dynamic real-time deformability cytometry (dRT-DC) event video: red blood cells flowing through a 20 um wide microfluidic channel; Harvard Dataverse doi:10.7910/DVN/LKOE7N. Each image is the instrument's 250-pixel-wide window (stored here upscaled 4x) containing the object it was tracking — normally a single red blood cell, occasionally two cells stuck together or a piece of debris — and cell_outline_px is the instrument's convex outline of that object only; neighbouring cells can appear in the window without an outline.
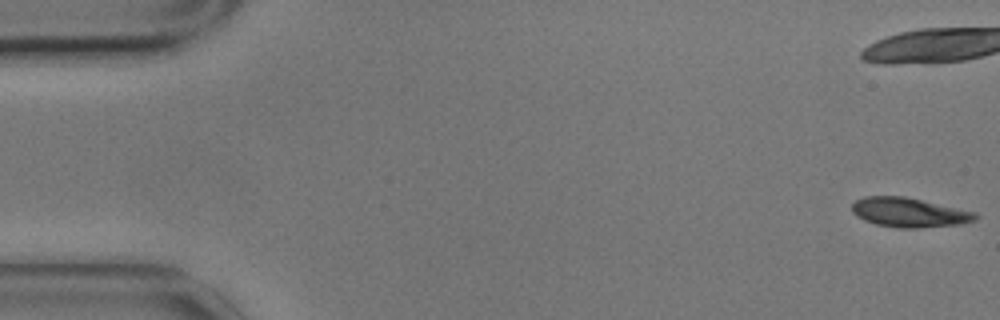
{"species": "common noctule bat (a hibernating species)", "species_latin": "Nyctalus noctula", "temperature_condition": "cold", "stored_images_in_passage": 21, "camera_frame_rate_fps": 3000, "um_per_image_px": 0.085, "animal": {"sex": "male", "body_mass_g": 17.9}, "frame": {"image": 1, "passage_image": 1, "time_ms": 0.0, "image_size_px": [1000, 320], "cell_outline_px": [[980, 216], [976, 220], [960, 224], [920, 228], [896, 228], [876, 224], [864, 220], [856, 216], [852, 212], [852, 204], [856, 200], [864, 196], [904, 196], [976, 212]], "centroid_in_image_um": [77.28, 18.06], "position_along_channel_um": 7.7, "area_um2": 21.27}}